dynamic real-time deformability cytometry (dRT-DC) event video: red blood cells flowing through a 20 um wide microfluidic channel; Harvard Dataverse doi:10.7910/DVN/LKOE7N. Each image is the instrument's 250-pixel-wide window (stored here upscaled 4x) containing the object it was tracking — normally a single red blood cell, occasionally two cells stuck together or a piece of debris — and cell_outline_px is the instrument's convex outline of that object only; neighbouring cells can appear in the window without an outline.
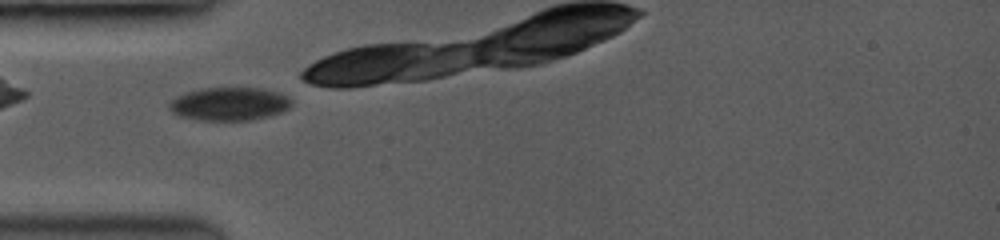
{"species": "common noctule bat (a hibernating species)", "species_latin": "Nyctalus noctula", "temperature_condition": "room temperature", "stored_images_in_passage": 14, "camera_frame_rate_fps": 3500, "um_per_image_px": 0.085, "animal": {"sex": "female", "body_mass_g": 19.0, "forearm_length_mm": 53.3}, "frame": {"image": 1, "passage_image": 1, "time_ms": 0.0, "image_size_px": [1000, 240], "cell_outline_px": [[288, 108], [280, 112], [248, 120], [200, 120], [180, 116], [172, 112], [172, 100], [188, 92], [204, 88], [256, 88], [272, 92], [284, 96], [288, 100]], "centroid_in_image_um": [19.44, 8.84], "position_along_channel_um": 65.6, "area_um2": 22.48}}